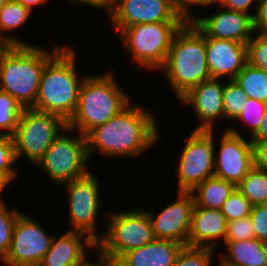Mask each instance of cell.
<instances>
[{
	"instance_id": "cell-19",
	"label": "cell",
	"mask_w": 267,
	"mask_h": 266,
	"mask_svg": "<svg viewBox=\"0 0 267 266\" xmlns=\"http://www.w3.org/2000/svg\"><path fill=\"white\" fill-rule=\"evenodd\" d=\"M226 228L227 220L220 209L194 205L188 246L216 250L219 241H225Z\"/></svg>"
},
{
	"instance_id": "cell-38",
	"label": "cell",
	"mask_w": 267,
	"mask_h": 266,
	"mask_svg": "<svg viewBox=\"0 0 267 266\" xmlns=\"http://www.w3.org/2000/svg\"><path fill=\"white\" fill-rule=\"evenodd\" d=\"M92 250L98 253V262L95 260H89V253H86L75 266H118V263L109 254H107L100 246L97 244L92 248Z\"/></svg>"
},
{
	"instance_id": "cell-12",
	"label": "cell",
	"mask_w": 267,
	"mask_h": 266,
	"mask_svg": "<svg viewBox=\"0 0 267 266\" xmlns=\"http://www.w3.org/2000/svg\"><path fill=\"white\" fill-rule=\"evenodd\" d=\"M53 236L37 220L21 213L15 223L10 248L1 263L5 266H38L50 249Z\"/></svg>"
},
{
	"instance_id": "cell-40",
	"label": "cell",
	"mask_w": 267,
	"mask_h": 266,
	"mask_svg": "<svg viewBox=\"0 0 267 266\" xmlns=\"http://www.w3.org/2000/svg\"><path fill=\"white\" fill-rule=\"evenodd\" d=\"M250 140L254 146L255 166L267 170V138Z\"/></svg>"
},
{
	"instance_id": "cell-22",
	"label": "cell",
	"mask_w": 267,
	"mask_h": 266,
	"mask_svg": "<svg viewBox=\"0 0 267 266\" xmlns=\"http://www.w3.org/2000/svg\"><path fill=\"white\" fill-rule=\"evenodd\" d=\"M227 254L219 255L224 261L238 266H267V242L256 238L243 241H224Z\"/></svg>"
},
{
	"instance_id": "cell-36",
	"label": "cell",
	"mask_w": 267,
	"mask_h": 266,
	"mask_svg": "<svg viewBox=\"0 0 267 266\" xmlns=\"http://www.w3.org/2000/svg\"><path fill=\"white\" fill-rule=\"evenodd\" d=\"M250 218L255 232V238L267 242V204L252 206Z\"/></svg>"
},
{
	"instance_id": "cell-18",
	"label": "cell",
	"mask_w": 267,
	"mask_h": 266,
	"mask_svg": "<svg viewBox=\"0 0 267 266\" xmlns=\"http://www.w3.org/2000/svg\"><path fill=\"white\" fill-rule=\"evenodd\" d=\"M206 61L212 79L234 80L247 64L246 44L206 37Z\"/></svg>"
},
{
	"instance_id": "cell-5",
	"label": "cell",
	"mask_w": 267,
	"mask_h": 266,
	"mask_svg": "<svg viewBox=\"0 0 267 266\" xmlns=\"http://www.w3.org/2000/svg\"><path fill=\"white\" fill-rule=\"evenodd\" d=\"M129 98L117 84L113 72L97 76L88 74L80 87L77 108L67 127L86 136L125 109L131 103Z\"/></svg>"
},
{
	"instance_id": "cell-43",
	"label": "cell",
	"mask_w": 267,
	"mask_h": 266,
	"mask_svg": "<svg viewBox=\"0 0 267 266\" xmlns=\"http://www.w3.org/2000/svg\"><path fill=\"white\" fill-rule=\"evenodd\" d=\"M267 138V108L262 117V123L259 129L250 137V139H266Z\"/></svg>"
},
{
	"instance_id": "cell-20",
	"label": "cell",
	"mask_w": 267,
	"mask_h": 266,
	"mask_svg": "<svg viewBox=\"0 0 267 266\" xmlns=\"http://www.w3.org/2000/svg\"><path fill=\"white\" fill-rule=\"evenodd\" d=\"M95 245L86 234L66 230L59 238L53 236L50 249L38 266H75Z\"/></svg>"
},
{
	"instance_id": "cell-13",
	"label": "cell",
	"mask_w": 267,
	"mask_h": 266,
	"mask_svg": "<svg viewBox=\"0 0 267 266\" xmlns=\"http://www.w3.org/2000/svg\"><path fill=\"white\" fill-rule=\"evenodd\" d=\"M229 127L222 133L218 155L215 153L214 176L236 186L255 166L254 146L236 128Z\"/></svg>"
},
{
	"instance_id": "cell-33",
	"label": "cell",
	"mask_w": 267,
	"mask_h": 266,
	"mask_svg": "<svg viewBox=\"0 0 267 266\" xmlns=\"http://www.w3.org/2000/svg\"><path fill=\"white\" fill-rule=\"evenodd\" d=\"M254 33H257V36L254 37ZM254 33L246 43L247 63L267 71V32L254 31Z\"/></svg>"
},
{
	"instance_id": "cell-2",
	"label": "cell",
	"mask_w": 267,
	"mask_h": 266,
	"mask_svg": "<svg viewBox=\"0 0 267 266\" xmlns=\"http://www.w3.org/2000/svg\"><path fill=\"white\" fill-rule=\"evenodd\" d=\"M65 45L51 51L37 45H8L0 52V90L7 92L23 109L33 108L46 64Z\"/></svg>"
},
{
	"instance_id": "cell-44",
	"label": "cell",
	"mask_w": 267,
	"mask_h": 266,
	"mask_svg": "<svg viewBox=\"0 0 267 266\" xmlns=\"http://www.w3.org/2000/svg\"><path fill=\"white\" fill-rule=\"evenodd\" d=\"M21 3L24 7L28 8L31 12L35 6L45 5L48 0H15Z\"/></svg>"
},
{
	"instance_id": "cell-15",
	"label": "cell",
	"mask_w": 267,
	"mask_h": 266,
	"mask_svg": "<svg viewBox=\"0 0 267 266\" xmlns=\"http://www.w3.org/2000/svg\"><path fill=\"white\" fill-rule=\"evenodd\" d=\"M177 199L155 215L146 209L156 239L171 240L188 246L194 199L191 192L178 191Z\"/></svg>"
},
{
	"instance_id": "cell-48",
	"label": "cell",
	"mask_w": 267,
	"mask_h": 266,
	"mask_svg": "<svg viewBox=\"0 0 267 266\" xmlns=\"http://www.w3.org/2000/svg\"><path fill=\"white\" fill-rule=\"evenodd\" d=\"M7 45L0 39V52L6 47Z\"/></svg>"
},
{
	"instance_id": "cell-31",
	"label": "cell",
	"mask_w": 267,
	"mask_h": 266,
	"mask_svg": "<svg viewBox=\"0 0 267 266\" xmlns=\"http://www.w3.org/2000/svg\"><path fill=\"white\" fill-rule=\"evenodd\" d=\"M215 254L212 248L184 246L173 266H211Z\"/></svg>"
},
{
	"instance_id": "cell-49",
	"label": "cell",
	"mask_w": 267,
	"mask_h": 266,
	"mask_svg": "<svg viewBox=\"0 0 267 266\" xmlns=\"http://www.w3.org/2000/svg\"><path fill=\"white\" fill-rule=\"evenodd\" d=\"M8 0H0V10L5 6Z\"/></svg>"
},
{
	"instance_id": "cell-7",
	"label": "cell",
	"mask_w": 267,
	"mask_h": 266,
	"mask_svg": "<svg viewBox=\"0 0 267 266\" xmlns=\"http://www.w3.org/2000/svg\"><path fill=\"white\" fill-rule=\"evenodd\" d=\"M67 128V122L52 113L23 109L11 135L17 162L26 156L33 165L42 159L53 141Z\"/></svg>"
},
{
	"instance_id": "cell-26",
	"label": "cell",
	"mask_w": 267,
	"mask_h": 266,
	"mask_svg": "<svg viewBox=\"0 0 267 266\" xmlns=\"http://www.w3.org/2000/svg\"><path fill=\"white\" fill-rule=\"evenodd\" d=\"M237 189L252 206L267 204V170L254 166Z\"/></svg>"
},
{
	"instance_id": "cell-46",
	"label": "cell",
	"mask_w": 267,
	"mask_h": 266,
	"mask_svg": "<svg viewBox=\"0 0 267 266\" xmlns=\"http://www.w3.org/2000/svg\"><path fill=\"white\" fill-rule=\"evenodd\" d=\"M219 264L218 266H238V265H234V264H231L227 261H224L220 256H219Z\"/></svg>"
},
{
	"instance_id": "cell-37",
	"label": "cell",
	"mask_w": 267,
	"mask_h": 266,
	"mask_svg": "<svg viewBox=\"0 0 267 266\" xmlns=\"http://www.w3.org/2000/svg\"><path fill=\"white\" fill-rule=\"evenodd\" d=\"M176 13L185 21L192 22L195 19L192 11L189 9L193 6L207 7L209 0H171Z\"/></svg>"
},
{
	"instance_id": "cell-34",
	"label": "cell",
	"mask_w": 267,
	"mask_h": 266,
	"mask_svg": "<svg viewBox=\"0 0 267 266\" xmlns=\"http://www.w3.org/2000/svg\"><path fill=\"white\" fill-rule=\"evenodd\" d=\"M252 205L236 188L220 209L227 222L248 217Z\"/></svg>"
},
{
	"instance_id": "cell-4",
	"label": "cell",
	"mask_w": 267,
	"mask_h": 266,
	"mask_svg": "<svg viewBox=\"0 0 267 266\" xmlns=\"http://www.w3.org/2000/svg\"><path fill=\"white\" fill-rule=\"evenodd\" d=\"M75 48L67 44L46 64L32 109L52 113L66 122L75 113L83 80L76 70Z\"/></svg>"
},
{
	"instance_id": "cell-14",
	"label": "cell",
	"mask_w": 267,
	"mask_h": 266,
	"mask_svg": "<svg viewBox=\"0 0 267 266\" xmlns=\"http://www.w3.org/2000/svg\"><path fill=\"white\" fill-rule=\"evenodd\" d=\"M118 33L142 23H185L171 0H114L105 10Z\"/></svg>"
},
{
	"instance_id": "cell-8",
	"label": "cell",
	"mask_w": 267,
	"mask_h": 266,
	"mask_svg": "<svg viewBox=\"0 0 267 266\" xmlns=\"http://www.w3.org/2000/svg\"><path fill=\"white\" fill-rule=\"evenodd\" d=\"M107 217V218H106ZM107 219V220H106ZM106 232L97 243L116 261L128 251L140 248L155 239L147 211L125 210L105 213Z\"/></svg>"
},
{
	"instance_id": "cell-42",
	"label": "cell",
	"mask_w": 267,
	"mask_h": 266,
	"mask_svg": "<svg viewBox=\"0 0 267 266\" xmlns=\"http://www.w3.org/2000/svg\"><path fill=\"white\" fill-rule=\"evenodd\" d=\"M114 0H71L72 3L78 5H89L94 8L105 10Z\"/></svg>"
},
{
	"instance_id": "cell-10",
	"label": "cell",
	"mask_w": 267,
	"mask_h": 266,
	"mask_svg": "<svg viewBox=\"0 0 267 266\" xmlns=\"http://www.w3.org/2000/svg\"><path fill=\"white\" fill-rule=\"evenodd\" d=\"M91 170L80 178L61 186L68 192L69 229L67 231L86 234L96 244L102 239L104 233L98 235V214L101 208V190L97 176Z\"/></svg>"
},
{
	"instance_id": "cell-11",
	"label": "cell",
	"mask_w": 267,
	"mask_h": 266,
	"mask_svg": "<svg viewBox=\"0 0 267 266\" xmlns=\"http://www.w3.org/2000/svg\"><path fill=\"white\" fill-rule=\"evenodd\" d=\"M215 131L192 130L186 138L175 171L178 191L191 192L196 186L214 175Z\"/></svg>"
},
{
	"instance_id": "cell-28",
	"label": "cell",
	"mask_w": 267,
	"mask_h": 266,
	"mask_svg": "<svg viewBox=\"0 0 267 266\" xmlns=\"http://www.w3.org/2000/svg\"><path fill=\"white\" fill-rule=\"evenodd\" d=\"M8 209L7 203H0V262L6 256L13 237L15 223L22 210Z\"/></svg>"
},
{
	"instance_id": "cell-47",
	"label": "cell",
	"mask_w": 267,
	"mask_h": 266,
	"mask_svg": "<svg viewBox=\"0 0 267 266\" xmlns=\"http://www.w3.org/2000/svg\"><path fill=\"white\" fill-rule=\"evenodd\" d=\"M227 0H209V6L212 4H219L218 6H222Z\"/></svg>"
},
{
	"instance_id": "cell-1",
	"label": "cell",
	"mask_w": 267,
	"mask_h": 266,
	"mask_svg": "<svg viewBox=\"0 0 267 266\" xmlns=\"http://www.w3.org/2000/svg\"><path fill=\"white\" fill-rule=\"evenodd\" d=\"M147 110L130 103L106 123L91 130L86 135L88 157L97 150L103 157H138L155 145L160 137L157 118Z\"/></svg>"
},
{
	"instance_id": "cell-17",
	"label": "cell",
	"mask_w": 267,
	"mask_h": 266,
	"mask_svg": "<svg viewBox=\"0 0 267 266\" xmlns=\"http://www.w3.org/2000/svg\"><path fill=\"white\" fill-rule=\"evenodd\" d=\"M223 88L221 79L211 78L193 87L179 100L181 104L190 105L200 122L192 130H214L215 121L224 118Z\"/></svg>"
},
{
	"instance_id": "cell-25",
	"label": "cell",
	"mask_w": 267,
	"mask_h": 266,
	"mask_svg": "<svg viewBox=\"0 0 267 266\" xmlns=\"http://www.w3.org/2000/svg\"><path fill=\"white\" fill-rule=\"evenodd\" d=\"M234 81L245 92L247 98L267 103V71L248 63L237 74Z\"/></svg>"
},
{
	"instance_id": "cell-27",
	"label": "cell",
	"mask_w": 267,
	"mask_h": 266,
	"mask_svg": "<svg viewBox=\"0 0 267 266\" xmlns=\"http://www.w3.org/2000/svg\"><path fill=\"white\" fill-rule=\"evenodd\" d=\"M22 106L7 92L0 90V132L12 135L22 114Z\"/></svg>"
},
{
	"instance_id": "cell-3",
	"label": "cell",
	"mask_w": 267,
	"mask_h": 266,
	"mask_svg": "<svg viewBox=\"0 0 267 266\" xmlns=\"http://www.w3.org/2000/svg\"><path fill=\"white\" fill-rule=\"evenodd\" d=\"M160 69L178 100L193 87L211 79L206 61V37L193 22H185L176 32Z\"/></svg>"
},
{
	"instance_id": "cell-23",
	"label": "cell",
	"mask_w": 267,
	"mask_h": 266,
	"mask_svg": "<svg viewBox=\"0 0 267 266\" xmlns=\"http://www.w3.org/2000/svg\"><path fill=\"white\" fill-rule=\"evenodd\" d=\"M236 188L235 184L213 175L196 186L191 194L198 207L221 209Z\"/></svg>"
},
{
	"instance_id": "cell-16",
	"label": "cell",
	"mask_w": 267,
	"mask_h": 266,
	"mask_svg": "<svg viewBox=\"0 0 267 266\" xmlns=\"http://www.w3.org/2000/svg\"><path fill=\"white\" fill-rule=\"evenodd\" d=\"M221 10L209 16H195L192 21L205 37L247 43L254 33L253 17L219 6Z\"/></svg>"
},
{
	"instance_id": "cell-41",
	"label": "cell",
	"mask_w": 267,
	"mask_h": 266,
	"mask_svg": "<svg viewBox=\"0 0 267 266\" xmlns=\"http://www.w3.org/2000/svg\"><path fill=\"white\" fill-rule=\"evenodd\" d=\"M254 2L258 3V0H227L222 6L230 10L250 14L254 17L255 14L249 12V8L254 5Z\"/></svg>"
},
{
	"instance_id": "cell-32",
	"label": "cell",
	"mask_w": 267,
	"mask_h": 266,
	"mask_svg": "<svg viewBox=\"0 0 267 266\" xmlns=\"http://www.w3.org/2000/svg\"><path fill=\"white\" fill-rule=\"evenodd\" d=\"M267 103L247 98L241 108L240 115L234 120H241L248 127L250 137L259 129Z\"/></svg>"
},
{
	"instance_id": "cell-9",
	"label": "cell",
	"mask_w": 267,
	"mask_h": 266,
	"mask_svg": "<svg viewBox=\"0 0 267 266\" xmlns=\"http://www.w3.org/2000/svg\"><path fill=\"white\" fill-rule=\"evenodd\" d=\"M73 133L69 127L62 131L36 165L55 185L71 182L90 171L86 136Z\"/></svg>"
},
{
	"instance_id": "cell-39",
	"label": "cell",
	"mask_w": 267,
	"mask_h": 266,
	"mask_svg": "<svg viewBox=\"0 0 267 266\" xmlns=\"http://www.w3.org/2000/svg\"><path fill=\"white\" fill-rule=\"evenodd\" d=\"M256 6L253 17L254 30L267 32V0H258Z\"/></svg>"
},
{
	"instance_id": "cell-21",
	"label": "cell",
	"mask_w": 267,
	"mask_h": 266,
	"mask_svg": "<svg viewBox=\"0 0 267 266\" xmlns=\"http://www.w3.org/2000/svg\"><path fill=\"white\" fill-rule=\"evenodd\" d=\"M184 247L179 242L154 239L150 243L123 254L118 266H173Z\"/></svg>"
},
{
	"instance_id": "cell-30",
	"label": "cell",
	"mask_w": 267,
	"mask_h": 266,
	"mask_svg": "<svg viewBox=\"0 0 267 266\" xmlns=\"http://www.w3.org/2000/svg\"><path fill=\"white\" fill-rule=\"evenodd\" d=\"M15 149L10 135L0 136V177L9 185L19 174L15 163ZM14 166V167H13Z\"/></svg>"
},
{
	"instance_id": "cell-24",
	"label": "cell",
	"mask_w": 267,
	"mask_h": 266,
	"mask_svg": "<svg viewBox=\"0 0 267 266\" xmlns=\"http://www.w3.org/2000/svg\"><path fill=\"white\" fill-rule=\"evenodd\" d=\"M31 11L15 0H8L0 10V39L8 45H34L8 35L10 31L22 26L31 15Z\"/></svg>"
},
{
	"instance_id": "cell-6",
	"label": "cell",
	"mask_w": 267,
	"mask_h": 266,
	"mask_svg": "<svg viewBox=\"0 0 267 266\" xmlns=\"http://www.w3.org/2000/svg\"><path fill=\"white\" fill-rule=\"evenodd\" d=\"M184 23H142L124 27L118 36L124 51L135 64L148 70L160 69L167 58L173 37Z\"/></svg>"
},
{
	"instance_id": "cell-35",
	"label": "cell",
	"mask_w": 267,
	"mask_h": 266,
	"mask_svg": "<svg viewBox=\"0 0 267 266\" xmlns=\"http://www.w3.org/2000/svg\"><path fill=\"white\" fill-rule=\"evenodd\" d=\"M255 232L250 216L227 222L225 241L254 239Z\"/></svg>"
},
{
	"instance_id": "cell-29",
	"label": "cell",
	"mask_w": 267,
	"mask_h": 266,
	"mask_svg": "<svg viewBox=\"0 0 267 266\" xmlns=\"http://www.w3.org/2000/svg\"><path fill=\"white\" fill-rule=\"evenodd\" d=\"M247 95L234 80H226L223 88L224 118L233 121L240 115Z\"/></svg>"
},
{
	"instance_id": "cell-45",
	"label": "cell",
	"mask_w": 267,
	"mask_h": 266,
	"mask_svg": "<svg viewBox=\"0 0 267 266\" xmlns=\"http://www.w3.org/2000/svg\"><path fill=\"white\" fill-rule=\"evenodd\" d=\"M6 186H8V184L0 177V203H3V199L1 197V192H3V190H5V188H7Z\"/></svg>"
}]
</instances>
